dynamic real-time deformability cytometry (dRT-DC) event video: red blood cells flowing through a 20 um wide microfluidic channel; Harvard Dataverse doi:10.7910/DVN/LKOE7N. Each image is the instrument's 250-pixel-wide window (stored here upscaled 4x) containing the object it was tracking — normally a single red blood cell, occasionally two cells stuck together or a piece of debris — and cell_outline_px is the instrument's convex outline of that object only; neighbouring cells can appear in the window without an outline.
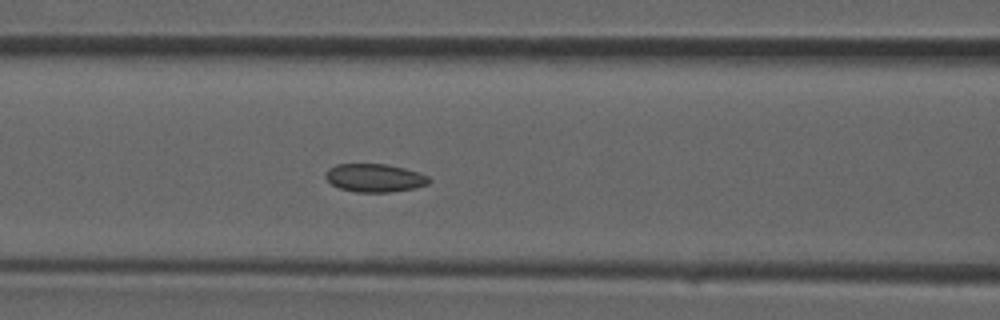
{"species": "common noctule bat (a hibernating species)", "species_latin": "Nyctalus noctula", "temperature_condition": "room temperature", "stored_images_in_passage": 37, "camera_frame_rate_fps": 3000, "um_per_image_px": 0.085, "animal": {"sex": "male", "forearm_length_mm": 52.5}, "frame": {"image": 1, "passage_image": 16, "time_ms": 5.0, "image_size_px": [1000, 320], "cell_outline_px": [[432, 180], [428, 184], [412, 188], [388, 192], [356, 192], [340, 188], [332, 184], [324, 176], [324, 172], [328, 168], [336, 164], [388, 164], [420, 172], [428, 176]], "centroid_in_image_um": [31.84, 15.11], "position_along_channel_um": 134.8, "area_um2": 17.05}}